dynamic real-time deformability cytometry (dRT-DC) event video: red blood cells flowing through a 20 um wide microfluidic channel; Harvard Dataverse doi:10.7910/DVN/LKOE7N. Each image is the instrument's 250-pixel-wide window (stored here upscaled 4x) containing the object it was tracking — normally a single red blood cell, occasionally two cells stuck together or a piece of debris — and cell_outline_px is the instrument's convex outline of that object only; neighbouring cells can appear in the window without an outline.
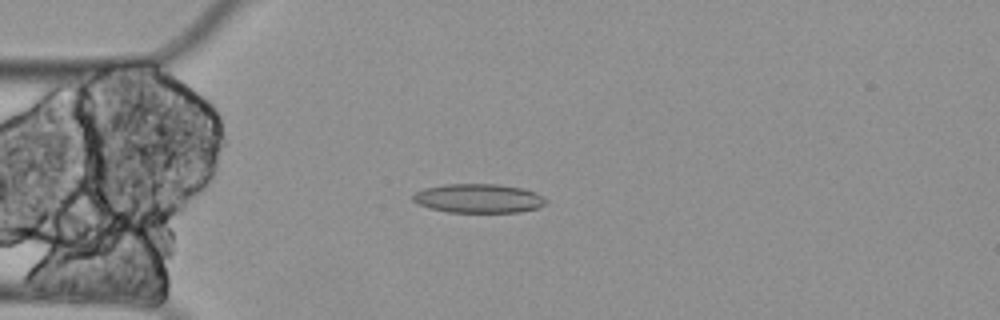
{"species": "Egyptian fruit bat (a non-hibernating species)", "species_latin": "Rousettus aegyptiacus", "temperature_condition": "cold", "stored_images_in_passage": 9, "camera_frame_rate_fps": 3000, "um_per_image_px": 0.085, "animal": {"sex": "female"}, "frame": {"image": 1, "passage_image": 4, "time_ms": 1.0, "image_size_px": [1000, 320], "cell_outline_px": [[548, 200], [544, 204], [536, 208], [520, 212], [448, 212], [428, 208], [416, 204], [412, 200], [412, 196], [416, 192], [424, 188], [444, 184], [496, 184], [520, 188], [536, 192], [544, 196]], "centroid_in_image_um": [40.64, 16.86], "position_along_channel_um": 44.4, "area_um2": 22.6}}
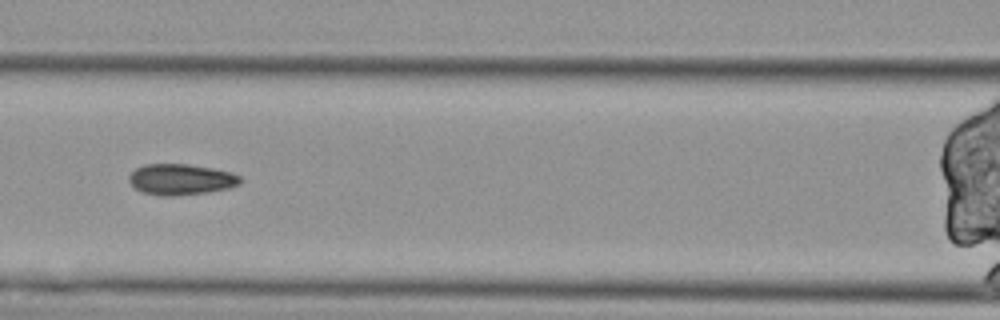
{"frame": {"image": 2, "passage_image": 7, "time_ms": 2.0, "image_size_px": [1000, 320], "cell_outline_px": [[240, 184], [228, 188], [208, 192], [172, 196], [164, 196], [144, 192], [136, 188], [128, 180], [128, 176], [136, 168], [144, 164], [188, 164], [212, 168], [232, 172], [240, 176]], "centroid_in_image_um": [15.38, 15.24], "position_along_channel_um": 151.2, "area_um2": 19.94}}
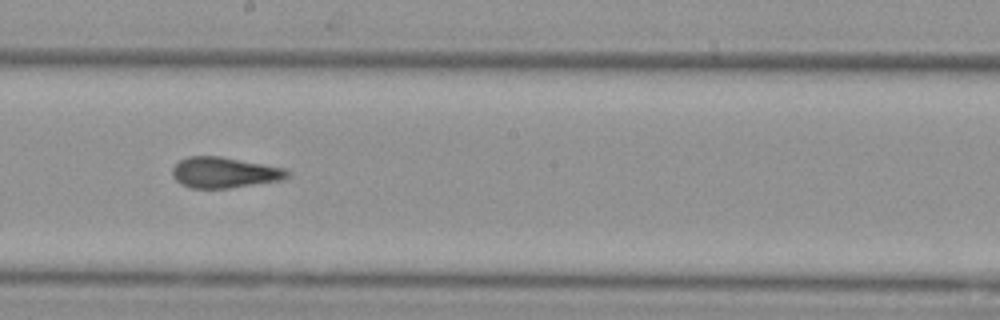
{"frame": {"image": 3, "passage_image": 9, "time_ms": 2.667, "image_size_px": [1000, 320], "cell_outline_px": [[288, 176], [280, 180], [228, 188], [192, 188], [180, 184], [172, 176], [172, 168], [180, 160], [188, 156], [220, 156], [284, 168], [288, 172]], "centroid_in_image_um": [19.01, 14.66], "position_along_channel_um": 229.2, "area_um2": 20.35}}